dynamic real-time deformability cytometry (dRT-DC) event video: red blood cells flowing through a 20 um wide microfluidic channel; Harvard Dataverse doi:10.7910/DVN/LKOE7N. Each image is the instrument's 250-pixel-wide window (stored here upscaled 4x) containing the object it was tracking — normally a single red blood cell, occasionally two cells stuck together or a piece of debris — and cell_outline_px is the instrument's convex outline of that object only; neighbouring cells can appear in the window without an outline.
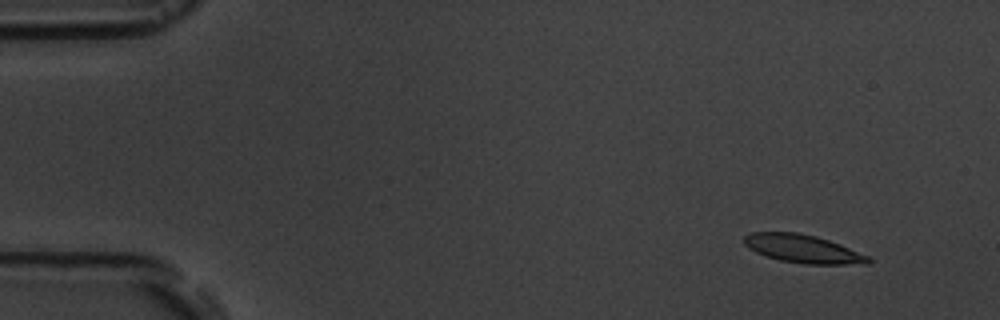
{"species": "common noctule bat (a hibernating species)", "species_latin": "Nyctalus noctula", "temperature_condition": "room temperature", "stored_images_in_passage": 7, "camera_frame_rate_fps": 3000, "um_per_image_px": 0.085, "animal": {"sex": "male", "body_mass_g": 19.5, "forearm_length_mm": 54.6}, "frame": {"image": 1, "passage_image": 1, "time_ms": 0.0, "image_size_px": [1000, 320], "cell_outline_px": [[872, 264], [804, 264], [780, 260], [756, 252], [748, 248], [744, 244], [744, 236], [752, 232], [796, 232], [816, 236], [840, 244], [868, 256], [872, 260]], "centroid_in_image_um": [68.26, 21.15], "position_along_channel_um": 16.7, "area_um2": 20.35}}
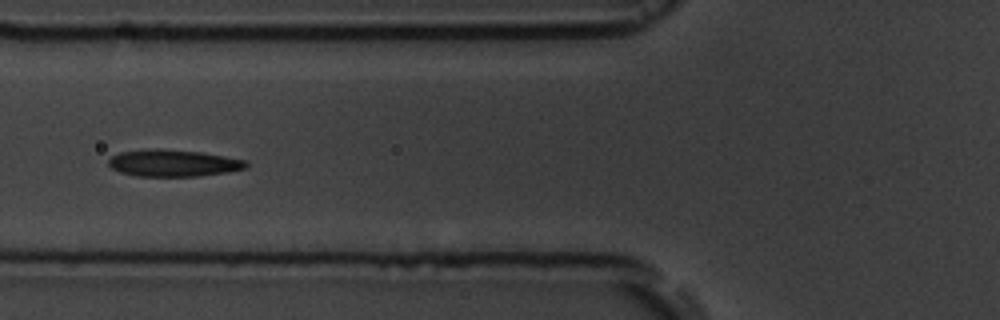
{"frame": {"image": 2, "passage_image": 6, "time_ms": 5.667, "image_size_px": [1000, 320], "cell_outline_px": [[248, 168], [228, 172], [196, 176], [136, 176], [120, 172], [112, 168], [108, 164], [108, 160], [112, 156], [120, 152], [144, 148], [204, 152], [248, 160]], "centroid_in_image_um": [14.76, 13.86], "position_along_channel_um": 111.0, "area_um2": 21.73}}
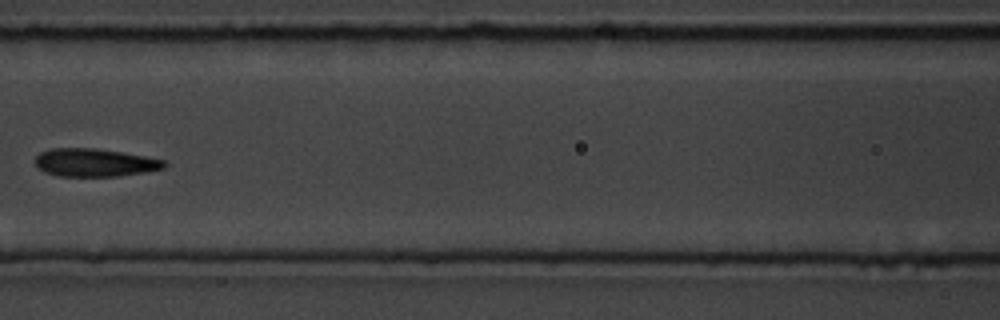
{"frame": {"image": 3, "passage_image": 7, "time_ms": 7.0, "image_size_px": [1000, 320], "cell_outline_px": [[168, 164], [164, 168], [144, 172], [120, 176], [60, 176], [44, 172], [36, 164], [36, 156], [40, 152], [52, 148], [96, 148], [144, 156], [164, 160]], "centroid_in_image_um": [8.05, 13.82], "position_along_channel_um": 158.5, "area_um2": 20.92}}